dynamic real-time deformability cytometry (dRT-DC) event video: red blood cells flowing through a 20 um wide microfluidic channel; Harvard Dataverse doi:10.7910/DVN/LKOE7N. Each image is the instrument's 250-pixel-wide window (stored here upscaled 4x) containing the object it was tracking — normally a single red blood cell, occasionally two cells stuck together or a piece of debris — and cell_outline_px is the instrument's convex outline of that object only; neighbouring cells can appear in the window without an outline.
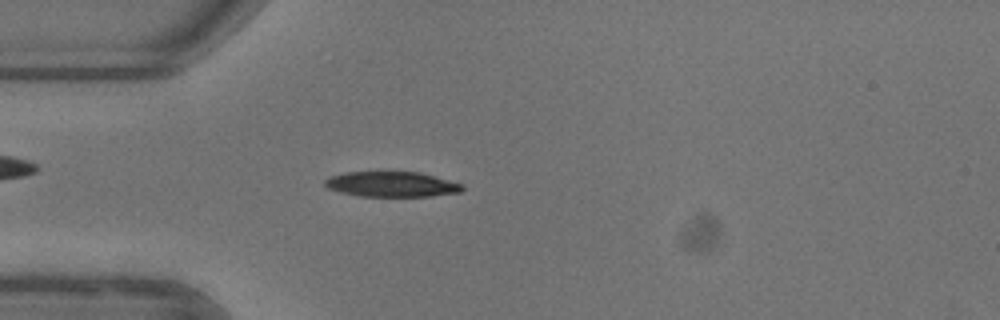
{"species": "common noctule bat (a hibernating species)", "species_latin": "Nyctalus noctula", "temperature_condition": "warm", "stored_images_in_passage": 52, "camera_frame_rate_fps": 3000, "um_per_image_px": 0.085, "animal": {"sex": "female"}, "frame": {"image": 1, "passage_image": 14, "time_ms": 4.333, "image_size_px": [1000, 320], "cell_outline_px": [[464, 188], [460, 192], [432, 196], [360, 196], [328, 188], [324, 184], [324, 180], [328, 176], [344, 172], [420, 172], [464, 184]], "centroid_in_image_um": [33.31, 15.65], "position_along_channel_um": 51.7, "area_um2": 20.17}}
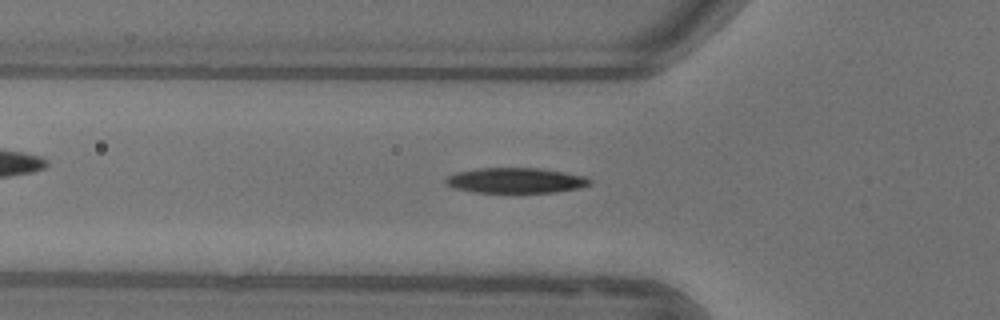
{"frame": {"image": 2, "passage_image": 17, "time_ms": 5.333, "image_size_px": [1000, 320], "cell_outline_px": [[592, 184], [576, 188], [556, 192], [476, 192], [456, 188], [448, 184], [444, 180], [448, 176], [456, 172], [476, 168], [540, 168], [564, 172], [584, 176], [592, 180]], "centroid_in_image_um": [43.85, 15.32], "position_along_channel_um": 82.0, "area_um2": 21.04}}
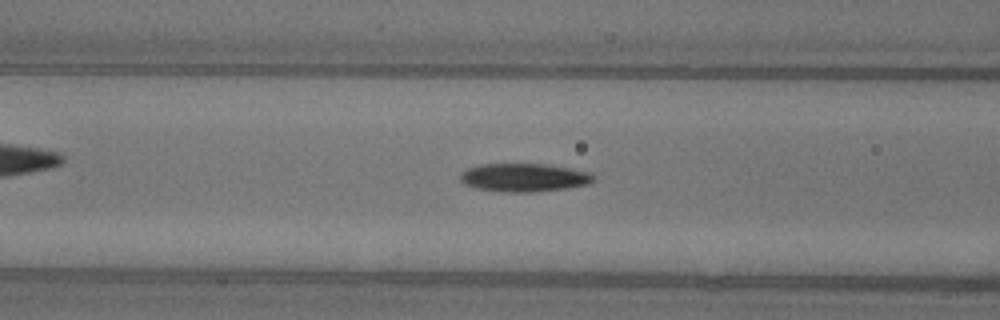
{"frame": {"image": 3, "passage_image": 20, "time_ms": 6.333, "image_size_px": [1000, 320], "cell_outline_px": [[596, 180], [588, 184], [564, 188], [532, 192], [508, 192], [480, 188], [464, 184], [460, 180], [460, 176], [468, 168], [480, 164], [548, 164], [592, 172], [596, 176]], "centroid_in_image_um": [44.61, 15.08], "position_along_channel_um": 122.0, "area_um2": 21.85}, "authors_computed_cell_mechanics": {"area_um2": 20.9236, "velocity_mm_per_s": 3.9287, "shape_relaxation_time_tau1_ms": 3.4389, "shape_relaxation_time_tau2_ms": 5.5829, "deformation_change_tau1": 0.1674, "deformation_change_tau2": 0.1289}}